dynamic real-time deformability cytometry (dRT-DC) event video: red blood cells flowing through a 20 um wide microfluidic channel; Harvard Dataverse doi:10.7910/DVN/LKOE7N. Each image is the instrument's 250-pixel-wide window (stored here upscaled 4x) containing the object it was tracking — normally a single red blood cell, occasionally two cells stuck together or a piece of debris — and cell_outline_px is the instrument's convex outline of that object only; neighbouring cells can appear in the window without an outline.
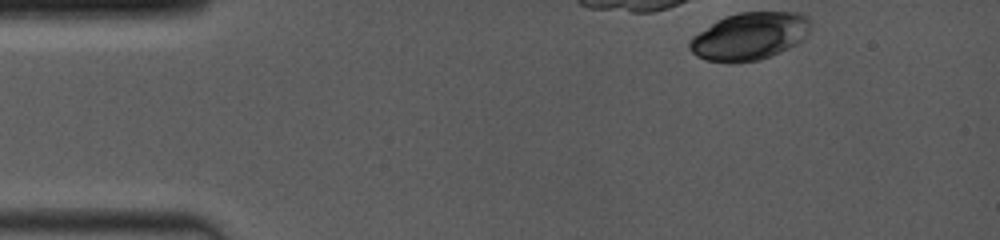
{"species": "common noctule bat (a hibernating species)", "species_latin": "Nyctalus noctula", "temperature_condition": "room temperature", "stored_images_in_passage": 2, "camera_frame_rate_fps": 4000, "um_per_image_px": 0.085, "animal": {"sex": "female", "body_mass_g": 19.0, "forearm_length_mm": 53.3}, "frame": {"image": 1, "passage_image": 1, "time_ms": 0.0, "image_size_px": [1000, 240], "cell_outline_px": [[808, 32], [804, 40], [780, 52], [760, 60], [732, 64], [728, 64], [704, 60], [696, 56], [688, 48], [688, 44], [700, 32], [716, 20], [724, 16], [740, 12], [800, 12], [808, 20]], "centroid_in_image_um": [63.69, 3.11], "position_along_channel_um": 21.3, "area_um2": 33.52}}